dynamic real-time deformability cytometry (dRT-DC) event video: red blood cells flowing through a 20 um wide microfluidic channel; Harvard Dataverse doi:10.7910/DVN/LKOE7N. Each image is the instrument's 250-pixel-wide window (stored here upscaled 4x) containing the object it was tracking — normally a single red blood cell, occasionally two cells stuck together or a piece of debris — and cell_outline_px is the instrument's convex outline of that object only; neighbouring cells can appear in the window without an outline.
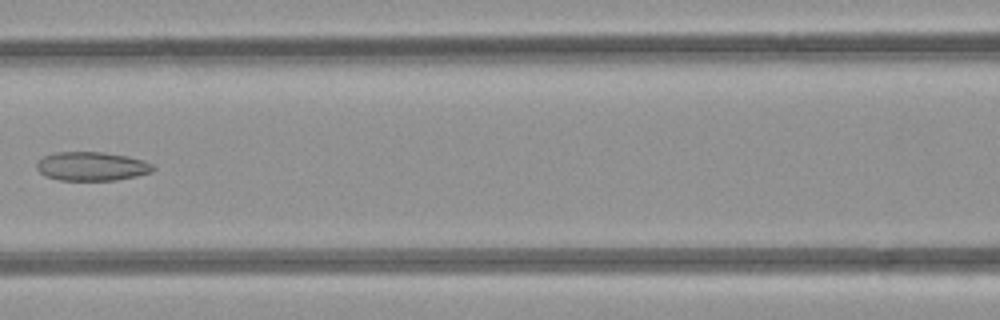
{"species": "common noctule bat (a hibernating species)", "species_latin": "Nyctalus noctula", "temperature_condition": "room temperature", "stored_images_in_passage": 7, "camera_frame_rate_fps": 3000, "um_per_image_px": 0.085, "animal": {"sex": "female", "body_mass_g": 21.9}, "frame": {"image": 1, "passage_image": 6, "time_ms": 6.667, "image_size_px": [1000, 320], "cell_outline_px": [[156, 168], [152, 172], [136, 176], [116, 180], [60, 180], [44, 176], [36, 168], [36, 164], [44, 156], [56, 152], [100, 152], [128, 156], [144, 160], [152, 164]], "centroid_in_image_um": [7.81, 14.14], "position_along_channel_um": 158.8, "area_um2": 19.59}}
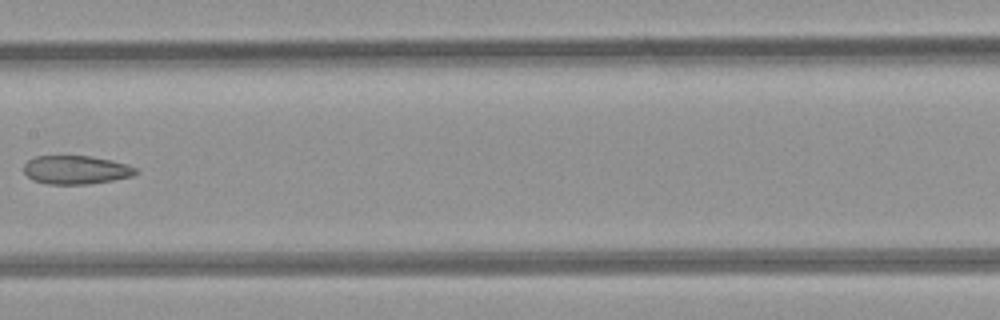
{"frame": {"image": 2, "passage_image": 7, "time_ms": 7.667, "image_size_px": [1000, 320], "cell_outline_px": [[140, 172], [132, 176], [112, 180], [88, 184], [48, 184], [32, 180], [24, 172], [24, 164], [28, 160], [36, 156], [92, 156], [112, 160], [128, 164], [136, 168]], "centroid_in_image_um": [6.48, 14.43], "position_along_channel_um": 200.9, "area_um2": 18.73}}